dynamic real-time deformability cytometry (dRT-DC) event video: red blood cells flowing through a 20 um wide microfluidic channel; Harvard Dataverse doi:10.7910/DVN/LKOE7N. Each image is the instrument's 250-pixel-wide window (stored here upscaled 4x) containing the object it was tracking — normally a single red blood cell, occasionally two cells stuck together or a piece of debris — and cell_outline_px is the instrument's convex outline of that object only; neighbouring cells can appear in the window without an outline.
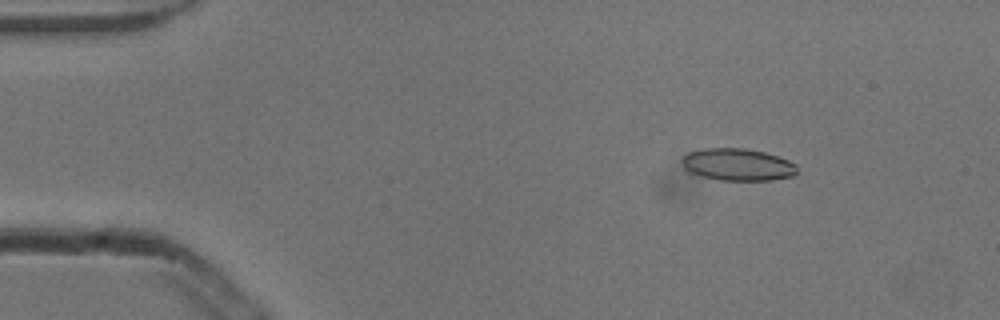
{"species": "common noctule bat (a hibernating species)", "species_latin": "Nyctalus noctula", "temperature_condition": "cold", "stored_images_in_passage": 54, "camera_frame_rate_fps": 3000, "um_per_image_px": 0.085, "animal": {"sex": "male", "body_mass_g": 13.3}, "frame": {"image": 1, "passage_image": 8, "time_ms": 2.333, "image_size_px": [1000, 320], "cell_outline_px": [[796, 176], [772, 180], [720, 180], [688, 172], [684, 168], [680, 160], [688, 152], [704, 148], [744, 148], [764, 152], [788, 160], [796, 164]], "centroid_in_image_um": [62.69, 13.99], "position_along_channel_um": 22.3, "area_um2": 21.62}}
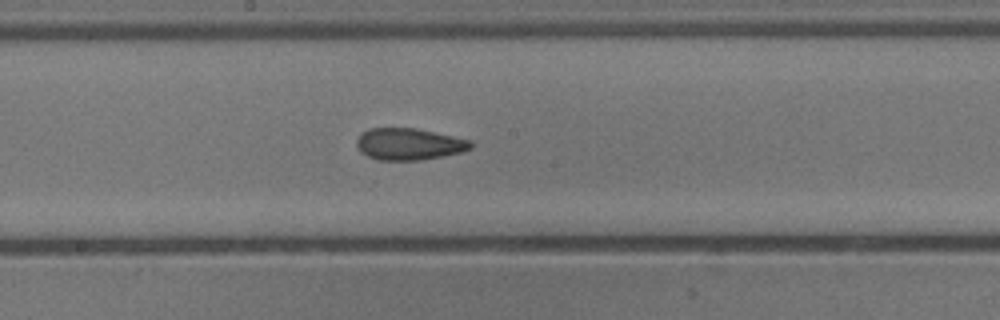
{"frame": {"image": 2, "passage_image": 29, "time_ms": 9.333, "image_size_px": [1000, 320], "cell_outline_px": [[472, 148], [460, 152], [420, 160], [380, 160], [368, 156], [360, 152], [356, 144], [356, 140], [368, 128], [416, 128], [472, 140]], "centroid_in_image_um": [34.76, 12.24], "position_along_channel_um": 213.4, "area_um2": 20.98}}
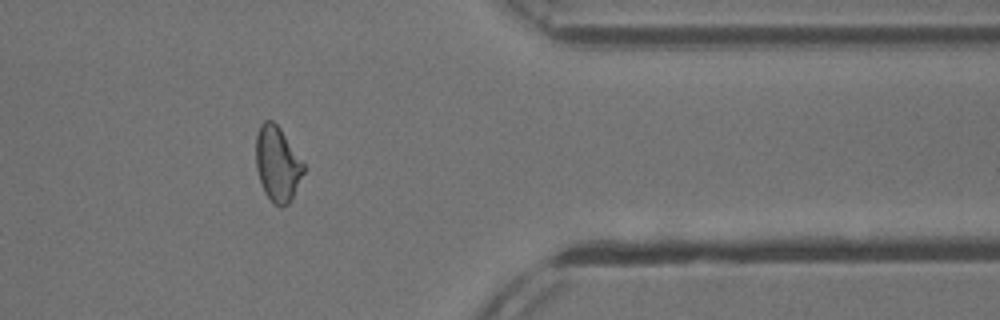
{"frame": {"image": 3, "passage_image": 44, "time_ms": 14.333, "image_size_px": [1000, 320], "cell_outline_px": [[304, 172], [288, 204], [280, 208], [264, 192], [256, 168], [256, 136], [260, 124], [264, 120], [272, 120], [280, 128], [304, 164]], "centroid_in_image_um": [23.56, 13.91], "position_along_channel_um": 387.8, "area_um2": 20.46}, "authors_computed_cell_mechanics": {"area_um2": 21.0103, "velocity_mm_per_s": 3.8643, "shape_relaxation_time_tau1_ms": null, "shape_relaxation_time_tau2_ms": 2.1662, "deformation_change_tau1": null, "deformation_change_tau2": 0.0846}}